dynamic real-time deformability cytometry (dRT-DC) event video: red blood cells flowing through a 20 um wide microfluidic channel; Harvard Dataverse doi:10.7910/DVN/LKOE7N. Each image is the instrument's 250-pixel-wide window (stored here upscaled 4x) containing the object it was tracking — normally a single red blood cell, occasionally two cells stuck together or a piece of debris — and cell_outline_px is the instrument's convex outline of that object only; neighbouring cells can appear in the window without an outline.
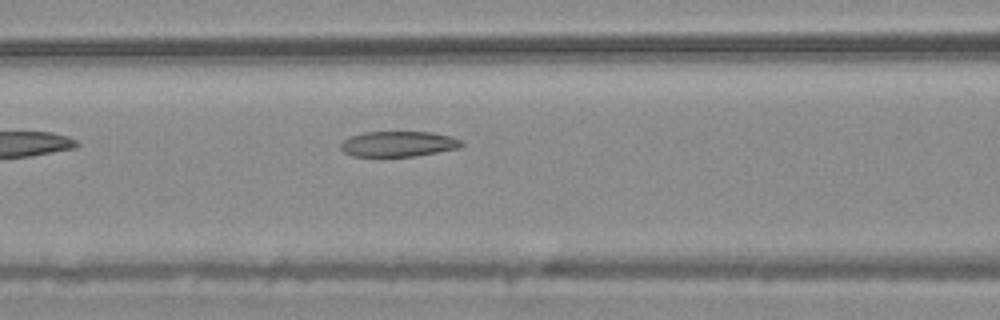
{"species": "common noctule bat (a hibernating species)", "species_latin": "Nyctalus noctula", "temperature_condition": "warm", "stored_images_in_passage": 33, "camera_frame_rate_fps": 3000, "um_per_image_px": 0.085, "animal": {"sex": "male", "body_mass_g": 20.4}, "frame": {"image": 1, "passage_image": 6, "time_ms": 1.667, "image_size_px": [1000, 320], "cell_outline_px": [[464, 144], [460, 148], [416, 156], [352, 156], [344, 152], [340, 148], [340, 144], [344, 140], [352, 136], [364, 132], [432, 132], [452, 136], [460, 140]], "centroid_in_image_um": [33.88, 12.23], "position_along_channel_um": 132.7, "area_um2": 17.92}}
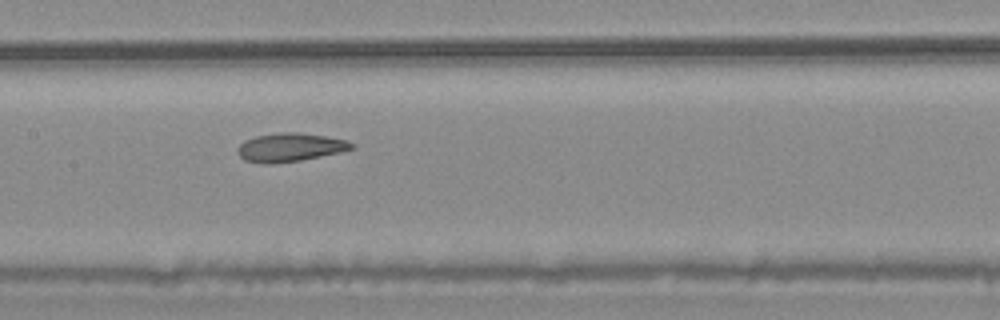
{"frame": {"image": 2, "passage_image": 10, "time_ms": 3.0, "image_size_px": [1000, 320], "cell_outline_px": [[356, 148], [340, 152], [300, 160], [268, 164], [244, 160], [236, 152], [236, 148], [244, 140], [256, 136], [280, 132], [300, 132], [348, 140], [356, 144]], "centroid_in_image_um": [24.66, 12.51], "position_along_channel_um": 182.7, "area_um2": 19.02}, "authors_computed_cell_mechanics": {"area_um2": 19.0162, "velocity_mm_per_s": 3.7338, "shape_relaxation_time_tau1_ms": null, "shape_relaxation_time_tau2_ms": 2.7237, "deformation_change_tau1": null, "deformation_change_tau2": 0.0968}}